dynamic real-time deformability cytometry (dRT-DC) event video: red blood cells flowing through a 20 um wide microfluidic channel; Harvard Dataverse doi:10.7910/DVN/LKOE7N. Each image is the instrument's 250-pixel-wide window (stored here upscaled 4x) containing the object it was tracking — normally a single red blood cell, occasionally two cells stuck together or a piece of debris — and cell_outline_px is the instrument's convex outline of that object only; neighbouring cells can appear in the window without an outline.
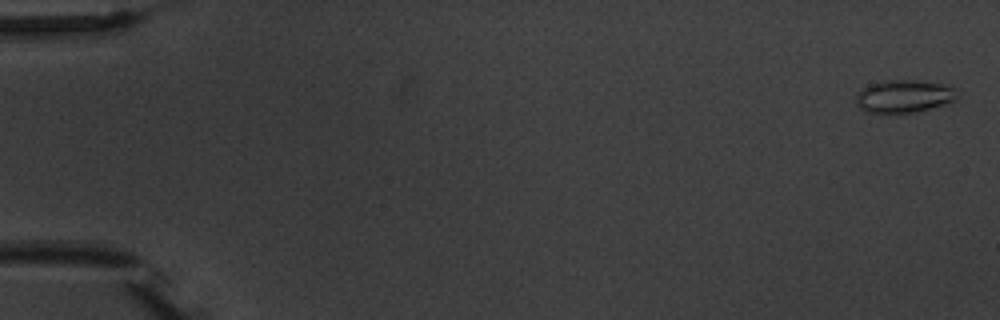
{"species": "common noctule bat (a hibernating species)", "species_latin": "Nyctalus noctula", "temperature_condition": "warm", "stored_images_in_passage": 3, "camera_frame_rate_fps": 3000, "um_per_image_px": 0.085, "animal": {"sex": "male", "body_mass_g": 20.1, "forearm_length_mm": 53.5}, "frame": {"image": 1, "passage_image": 1, "time_ms": 0.0, "image_size_px": [1000, 320], "cell_outline_px": [[956, 100], [944, 104], [912, 112], [868, 112], [860, 108], [856, 104], [856, 96], [860, 88], [868, 84], [880, 80], [916, 80], [940, 84], [956, 88]], "centroid_in_image_um": [76.78, 8.15], "position_along_channel_um": 8.2, "area_um2": 19.13}}
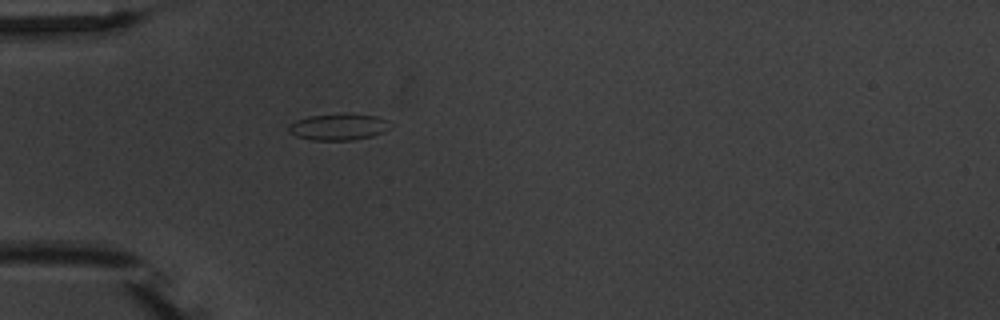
{"frame": {"image": 2, "passage_image": 3, "time_ms": 5.333, "image_size_px": [1000, 320], "cell_outline_px": [[388, 120], [384, 132], [372, 136], [352, 140], [312, 140], [296, 136], [288, 132], [288, 124], [296, 120], [308, 116], [376, 116]], "centroid_in_image_um": [28.68, 10.83], "position_along_channel_um": 56.3, "area_um2": 14.85}}